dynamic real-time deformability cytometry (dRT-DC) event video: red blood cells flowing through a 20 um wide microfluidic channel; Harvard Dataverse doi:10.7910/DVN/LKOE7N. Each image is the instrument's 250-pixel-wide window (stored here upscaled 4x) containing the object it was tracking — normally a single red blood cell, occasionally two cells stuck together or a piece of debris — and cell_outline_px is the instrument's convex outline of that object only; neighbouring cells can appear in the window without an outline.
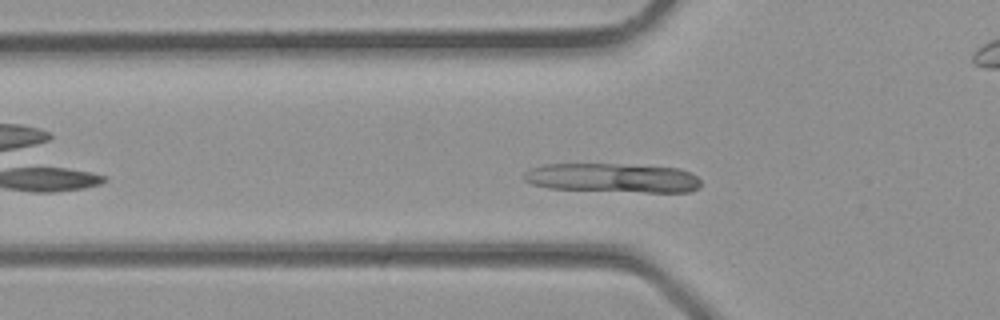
{"species": "common noctule bat (a hibernating species)", "species_latin": "Nyctalus noctula", "temperature_condition": "room temperature", "stored_images_in_passage": 18, "camera_frame_rate_fps": 3000, "um_per_image_px": 0.085, "animal": {"sex": "male", "body_mass_g": 23.1, "forearm_length_mm": 52.7}, "frame": {"image": 1, "passage_image": 5, "time_ms": 1.333, "image_size_px": [1000, 320], "cell_outline_px": [[700, 188], [688, 192], [644, 192], [548, 188], [532, 184], [524, 180], [524, 172], [528, 168], [544, 164], [616, 164], [680, 168], [696, 176], [700, 180]], "centroid_in_image_um": [52.06, 15.12], "position_along_channel_um": 73.7, "area_um2": 30.11}}
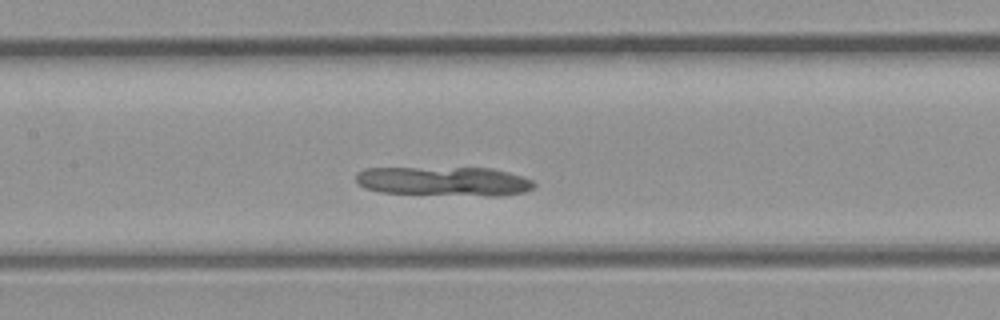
{"frame": {"image": 2, "passage_image": 10, "time_ms": 3.0, "image_size_px": [1000, 320], "cell_outline_px": [[536, 184], [532, 188], [524, 192], [500, 196], [488, 196], [380, 192], [364, 188], [356, 180], [356, 172], [364, 168], [492, 168], [508, 172], [532, 180]], "centroid_in_image_um": [37.73, 15.41], "position_along_channel_um": 169.7, "area_um2": 30.35}}
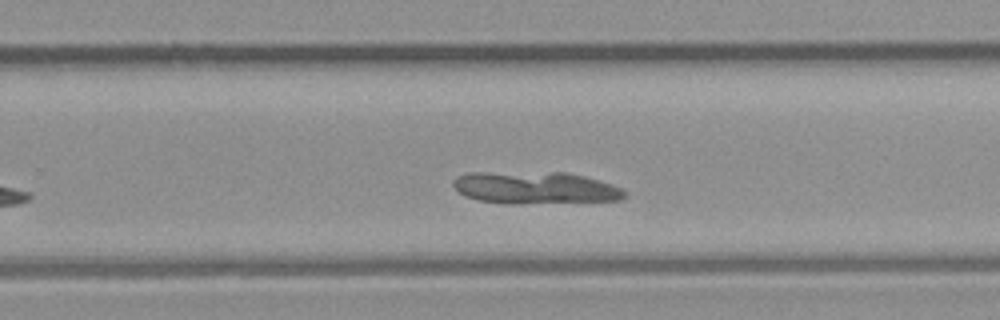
{"frame": {"image": 3, "passage_image": 16, "time_ms": 5.0, "image_size_px": [1000, 320], "cell_outline_px": [[628, 196], [620, 200], [516, 204], [512, 204], [480, 200], [464, 196], [452, 184], [452, 180], [456, 176], [468, 172], [568, 172], [600, 180], [612, 184], [628, 192]], "centroid_in_image_um": [45.51, 15.95], "position_along_channel_um": 284.3, "area_um2": 32.48}}